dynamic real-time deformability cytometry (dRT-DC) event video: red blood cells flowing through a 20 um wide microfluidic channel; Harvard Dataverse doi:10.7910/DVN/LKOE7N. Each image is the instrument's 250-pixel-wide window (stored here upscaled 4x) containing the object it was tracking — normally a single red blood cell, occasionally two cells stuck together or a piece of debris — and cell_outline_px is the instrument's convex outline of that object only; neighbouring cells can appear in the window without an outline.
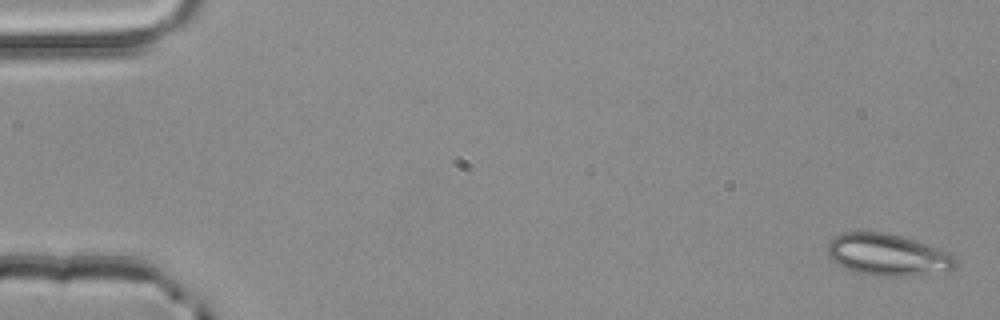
{"species": "common noctule bat (a hibernating species)", "species_latin": "Nyctalus noctula", "temperature_condition": "room temperature", "stored_images_in_passage": 4, "camera_frame_rate_fps": 3000, "um_per_image_px": 0.085, "animal": {"sex": "male", "body_mass_g": 20.4}, "frame": {"image": 1, "passage_image": 1, "time_ms": 0.0, "image_size_px": [1000, 320], "cell_outline_px": [[956, 268], [948, 272], [916, 276], [884, 276], [856, 272], [832, 260], [828, 256], [828, 244], [836, 236], [844, 232], [888, 232], [904, 236], [952, 252], [956, 260]], "centroid_in_image_um": [75.57, 21.66], "position_along_channel_um": 9.4, "area_um2": 31.56}}